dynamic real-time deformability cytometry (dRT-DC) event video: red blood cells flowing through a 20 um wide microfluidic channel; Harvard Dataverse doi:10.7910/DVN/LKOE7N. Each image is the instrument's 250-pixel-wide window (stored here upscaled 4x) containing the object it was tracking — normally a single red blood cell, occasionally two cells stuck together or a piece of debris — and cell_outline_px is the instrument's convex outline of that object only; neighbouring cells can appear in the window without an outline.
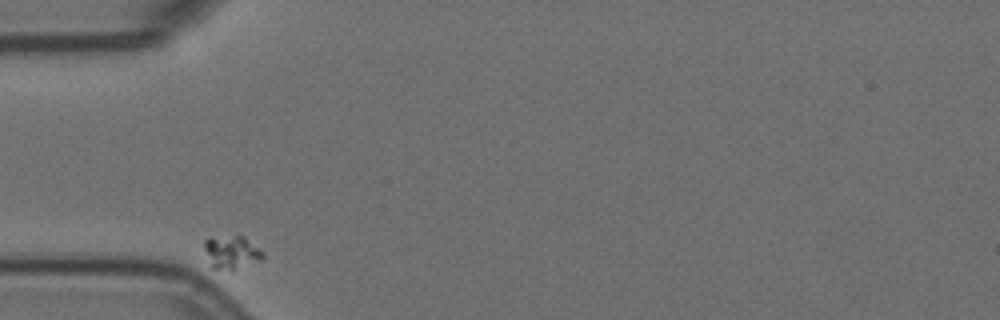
{"species": "Egyptian fruit bat (a non-hibernating species)", "species_latin": "Rousettus aegyptiacus", "temperature_condition": "room temperature", "stored_images_in_passage": 36, "camera_frame_rate_fps": 3000, "um_per_image_px": 0.085, "animal": {"sex": "female"}, "frame": {"image": 1, "passage_image": 1, "time_ms": 0.0, "image_size_px": [1000, 320], "cell_outline_px": [[264, 256], [260, 260], [232, 272], [212, 268], [204, 248], [204, 240], [236, 236], [244, 236], [264, 252]], "centroid_in_image_um": [19.71, 21.5], "position_along_channel_um": 65.3, "area_um2": 11.27}}
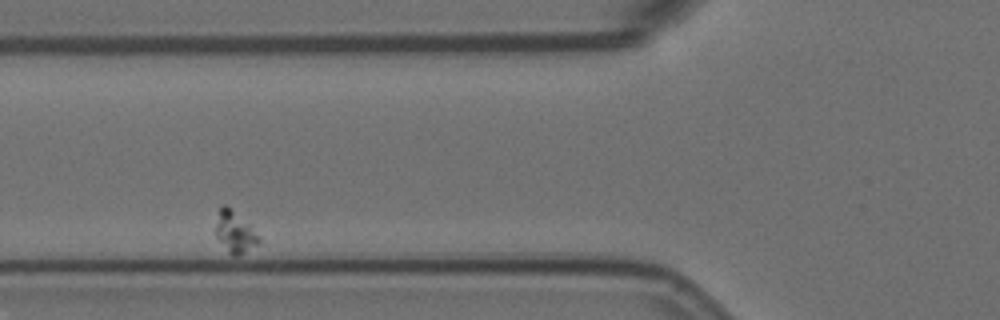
{"frame": {"image": 2, "passage_image": 6, "time_ms": 1.667, "image_size_px": [1000, 320], "cell_outline_px": [[260, 240], [256, 244], [236, 256], [232, 256], [228, 252], [216, 236], [216, 224], [220, 208], [224, 204], [252, 224], [260, 236]], "centroid_in_image_um": [19.99, 19.7], "position_along_channel_um": 105.8, "area_um2": 10.23}}
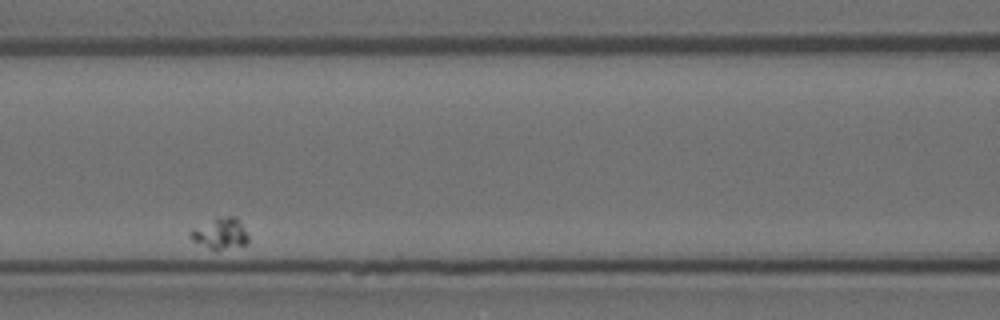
{"frame": {"image": 3, "passage_image": 11, "time_ms": 3.333, "image_size_px": [1000, 320], "cell_outline_px": [[248, 244], [216, 252], [192, 240], [188, 236], [188, 232], [192, 228], [216, 216], [236, 216], [244, 228], [248, 236]], "centroid_in_image_um": [18.69, 19.85], "position_along_channel_um": 147.9, "area_um2": 10.98}}